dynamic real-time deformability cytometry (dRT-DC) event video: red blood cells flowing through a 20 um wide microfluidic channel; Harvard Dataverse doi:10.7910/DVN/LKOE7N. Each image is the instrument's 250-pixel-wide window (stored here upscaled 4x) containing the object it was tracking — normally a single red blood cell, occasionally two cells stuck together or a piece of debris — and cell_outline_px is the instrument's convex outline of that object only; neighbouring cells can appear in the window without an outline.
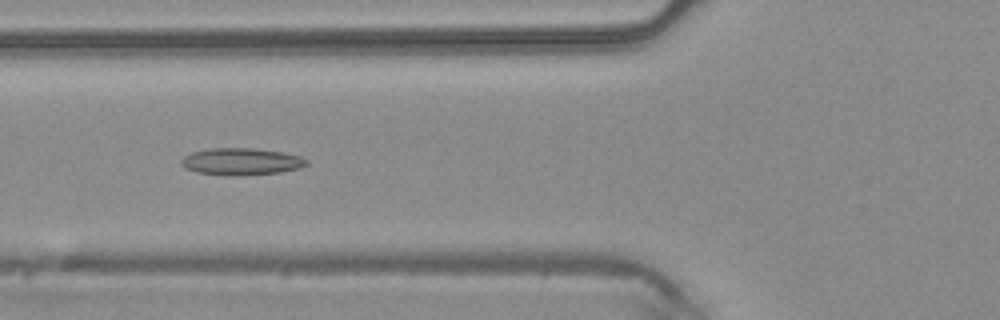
{"species": "common noctule bat (a hibernating species)", "species_latin": "Nyctalus noctula", "temperature_condition": "warm", "stored_images_in_passage": 43, "camera_frame_rate_fps": 3000, "um_per_image_px": 0.085, "animal": {"sex": "male", "body_mass_g": 20.4}, "frame": {"image": 1, "passage_image": 14, "time_ms": 4.333, "image_size_px": [1000, 320], "cell_outline_px": [[308, 164], [300, 168], [280, 172], [236, 176], [228, 176], [196, 172], [184, 168], [180, 164], [180, 160], [184, 156], [192, 152], [212, 148], [252, 148], [284, 152], [300, 156], [308, 160]], "centroid_in_image_um": [20.5, 13.74], "position_along_channel_um": 105.3, "area_um2": 19.88}}
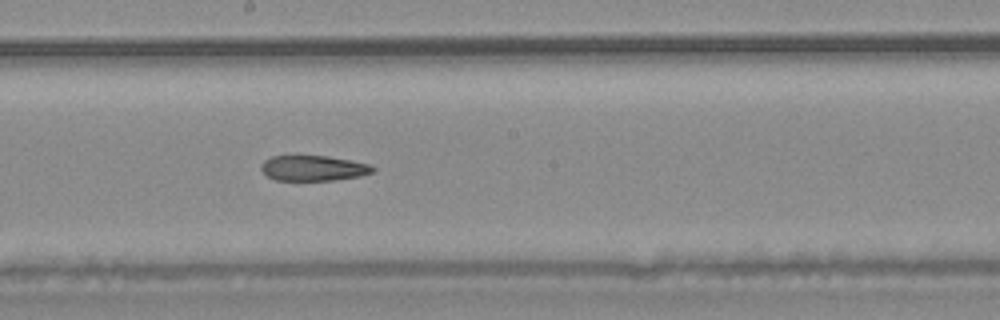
{"frame": {"image": 2, "passage_image": 22, "time_ms": 7.0, "image_size_px": [1000, 320], "cell_outline_px": [[376, 168], [372, 172], [360, 176], [332, 180], [276, 180], [268, 176], [260, 168], [260, 164], [264, 160], [272, 156], [328, 156], [368, 164]], "centroid_in_image_um": [26.6, 14.29], "position_along_channel_um": 221.6, "area_um2": 16.3}}
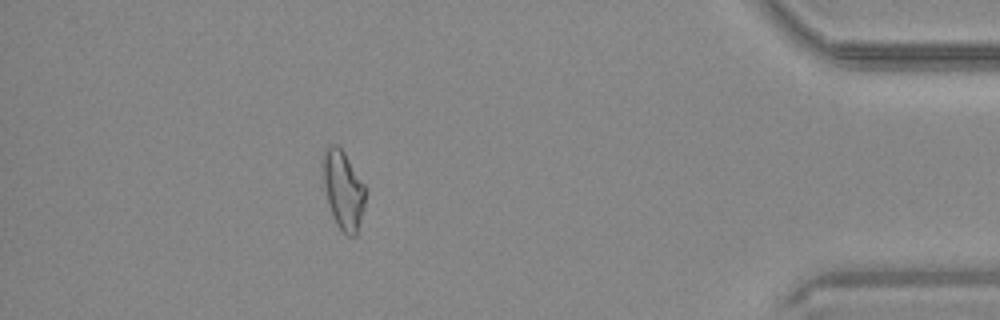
{"frame": {"image": 3, "passage_image": 38, "time_ms": 12.333, "image_size_px": [1000, 320], "cell_outline_px": [[364, 204], [356, 236], [348, 236], [336, 224], [332, 216], [328, 204], [324, 184], [324, 152], [332, 144], [336, 144], [344, 152], [364, 184]], "centroid_in_image_um": [29.18, 16.17], "position_along_channel_um": 406.0, "area_um2": 18.79}}